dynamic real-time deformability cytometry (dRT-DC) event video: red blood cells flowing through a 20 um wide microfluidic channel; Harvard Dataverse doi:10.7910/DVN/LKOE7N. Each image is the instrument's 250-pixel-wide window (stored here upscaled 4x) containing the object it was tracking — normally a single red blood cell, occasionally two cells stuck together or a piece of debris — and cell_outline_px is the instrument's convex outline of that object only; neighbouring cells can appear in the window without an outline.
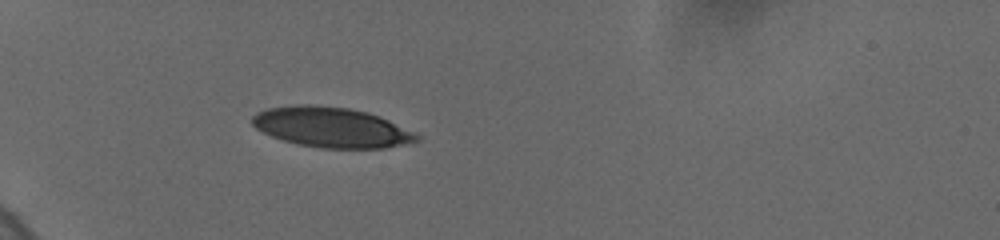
{"species": "human", "species_latin": "Homo sapiens", "temperature_condition": "cold", "stored_images_in_passage": 25, "camera_frame_rate_fps": 3000, "um_per_image_px": 0.085, "donor": {"sex": "female"}, "frame": {"image": 1, "passage_image": 1, "time_ms": 0.0, "image_size_px": [1000, 240], "cell_outline_px": [[420, 140], [404, 144], [384, 148], [320, 148], [296, 144], [272, 136], [256, 128], [252, 124], [252, 116], [256, 112], [264, 108], [296, 104], [308, 104], [348, 108], [368, 112], [388, 120], [416, 132], [420, 136]], "centroid_in_image_um": [28.15, 10.81], "position_along_channel_um": 56.8, "area_um2": 38.61}}
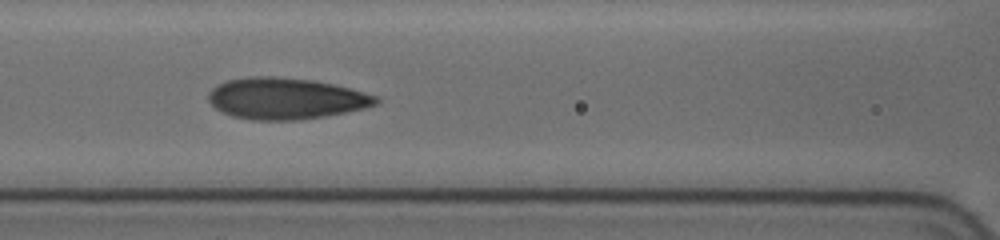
{"frame": {"image": 2, "passage_image": 17, "time_ms": 3.0, "image_size_px": [1000, 240], "cell_outline_px": [[380, 100], [376, 104], [364, 108], [324, 116], [300, 120], [252, 120], [232, 116], [216, 108], [208, 100], [208, 92], [216, 84], [228, 80], [248, 76], [276, 76], [312, 80], [332, 84], [380, 96]], "centroid_in_image_um": [24.27, 8.36], "position_along_channel_um": 142.3, "area_um2": 40.4}}
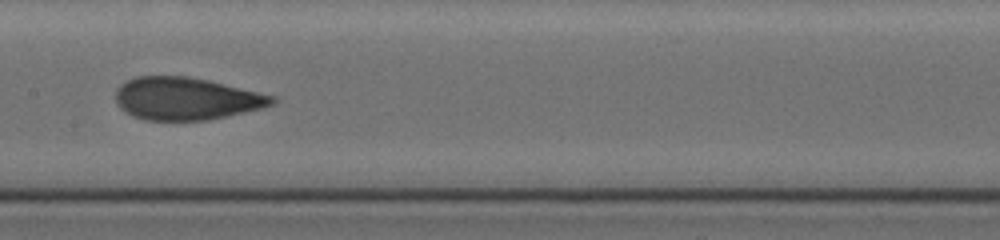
{"frame": {"image": 3, "passage_image": 24, "time_ms": 4.333, "image_size_px": [1000, 240], "cell_outline_px": [[276, 100], [272, 104], [260, 108], [224, 116], [204, 120], [144, 120], [132, 116], [124, 112], [116, 104], [116, 88], [120, 84], [136, 76], [188, 76], [208, 80], [276, 96]], "centroid_in_image_um": [15.76, 8.37], "position_along_channel_um": 191.6, "area_um2": 38.61}}